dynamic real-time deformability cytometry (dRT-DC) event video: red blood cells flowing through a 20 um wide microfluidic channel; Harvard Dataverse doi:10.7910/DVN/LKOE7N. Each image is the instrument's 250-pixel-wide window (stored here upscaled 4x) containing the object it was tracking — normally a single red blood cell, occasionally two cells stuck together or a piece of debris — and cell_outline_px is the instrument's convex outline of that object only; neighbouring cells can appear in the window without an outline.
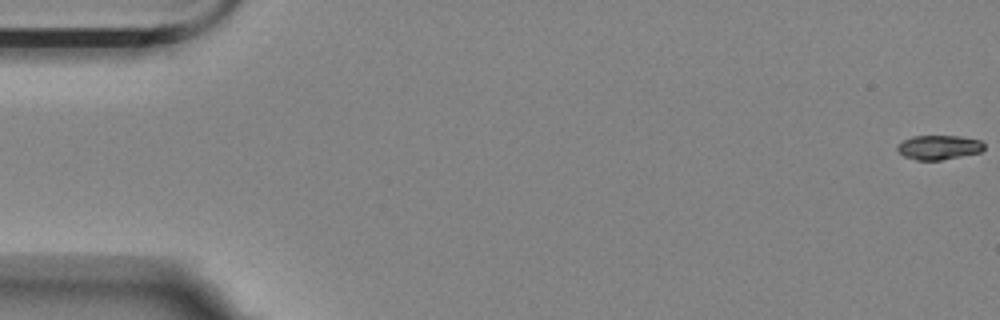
{"species": "Egyptian fruit bat (a non-hibernating species)", "species_latin": "Rousettus aegyptiacus", "temperature_condition": "room temperature", "stored_images_in_passage": 5, "camera_frame_rate_fps": 3000, "um_per_image_px": 0.085, "animal": {"sex": "female"}, "frame": {"image": 1, "passage_image": 1, "time_ms": 0.0, "image_size_px": [1000, 320], "cell_outline_px": [[984, 148], [980, 152], [940, 160], [916, 160], [904, 156], [896, 148], [904, 140], [912, 136], [960, 136], [980, 140], [984, 144]], "centroid_in_image_um": [79.81, 12.52], "position_along_channel_um": 5.2, "area_um2": 12.14}}